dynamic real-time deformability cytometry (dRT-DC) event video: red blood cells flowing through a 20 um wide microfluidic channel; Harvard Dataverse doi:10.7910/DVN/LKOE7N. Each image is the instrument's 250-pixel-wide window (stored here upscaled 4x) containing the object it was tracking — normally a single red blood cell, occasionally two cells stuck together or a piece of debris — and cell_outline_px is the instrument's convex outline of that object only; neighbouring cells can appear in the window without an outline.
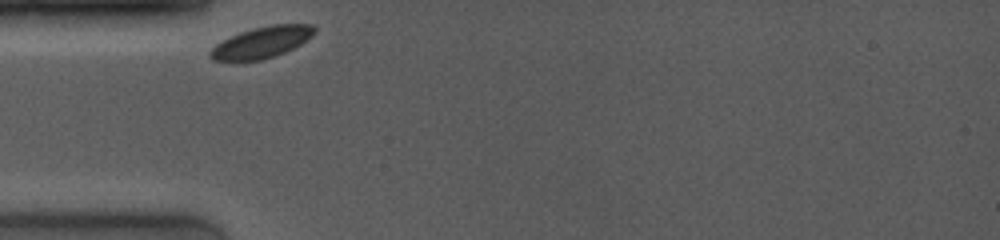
{"species": "common noctule bat (a hibernating species)", "species_latin": "Nyctalus noctula", "temperature_condition": "room temperature", "stored_images_in_passage": 22, "camera_frame_rate_fps": 4000, "um_per_image_px": 0.085, "animal": {"sex": "female", "body_mass_g": 19.0, "forearm_length_mm": 53.3}, "frame": {"image": 1, "passage_image": 1, "time_ms": 0.0, "image_size_px": [1000, 240], "cell_outline_px": [[316, 32], [312, 36], [300, 44], [284, 52], [260, 60], [212, 60], [208, 56], [208, 52], [216, 44], [240, 32], [252, 28], [272, 24], [312, 24], [316, 28]], "centroid_in_image_um": [22.26, 3.58], "position_along_channel_um": 62.7, "area_um2": 18.79}}
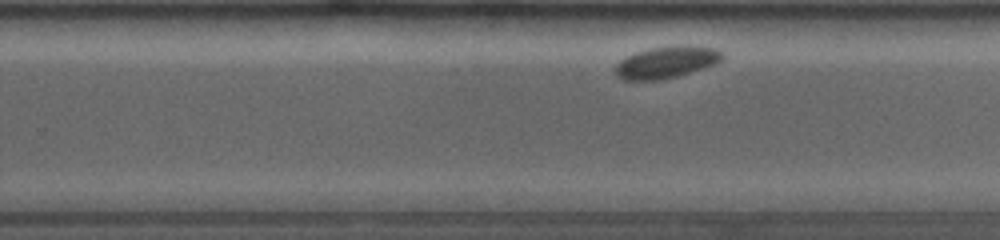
{"frame": {"image": 2, "passage_image": 15, "time_ms": 6.0, "image_size_px": [1000, 240], "cell_outline_px": [[724, 56], [716, 64], [676, 76], [660, 80], [620, 80], [616, 76], [616, 64], [620, 60], [636, 52], [648, 48], [676, 44], [688, 44], [716, 48], [724, 52]], "centroid_in_image_um": [56.67, 5.26], "position_along_channel_um": 273.1, "area_um2": 20.17}}
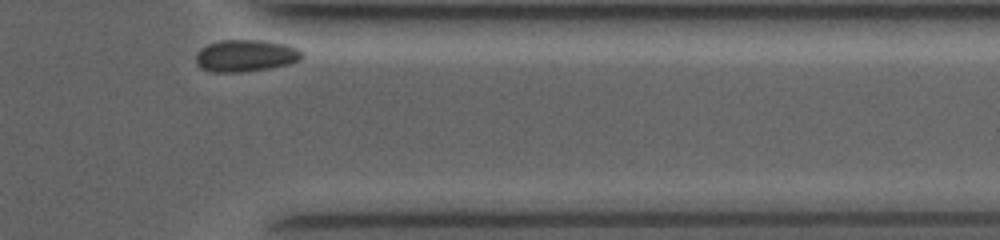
{"frame": {"image": 3, "passage_image": 22, "time_ms": 9.25, "image_size_px": [1000, 240], "cell_outline_px": [[304, 56], [300, 60], [288, 64], [268, 68], [240, 72], [212, 72], [200, 68], [196, 64], [196, 56], [200, 48], [208, 44], [220, 40], [260, 40], [284, 44], [296, 48], [304, 52]], "centroid_in_image_um": [20.86, 4.73], "position_along_channel_um": 390.5, "area_um2": 19.77}, "authors_computed_cell_mechanics": {"area_um2": 20.0566, "velocity_mm_per_s": 3.5317, "shape_relaxation_time_tau1_ms": 0.4858, "shape_relaxation_time_tau2_ms": null, "deformation_change_tau1": 0.0102, "deformation_change_tau2": null}}